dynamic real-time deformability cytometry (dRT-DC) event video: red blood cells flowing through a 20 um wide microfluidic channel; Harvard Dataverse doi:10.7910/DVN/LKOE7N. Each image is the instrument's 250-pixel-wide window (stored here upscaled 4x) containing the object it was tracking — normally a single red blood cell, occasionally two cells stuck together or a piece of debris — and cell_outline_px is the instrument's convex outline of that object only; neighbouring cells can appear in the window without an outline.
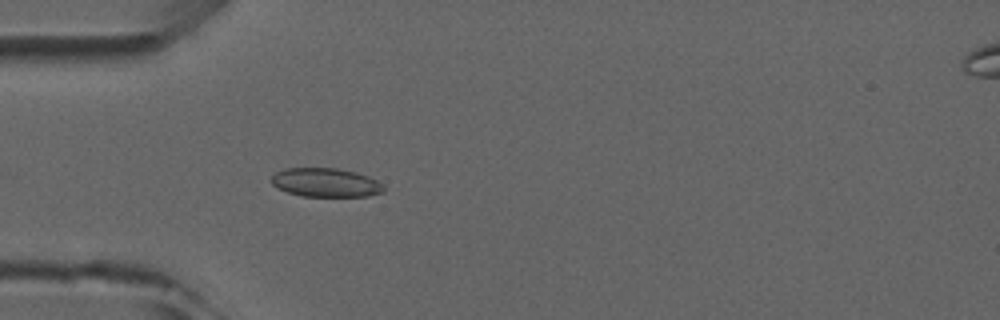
{"species": "common noctule bat (a hibernating species)", "species_latin": "Nyctalus noctula", "temperature_condition": "room temperature", "stored_images_in_passage": 5, "camera_frame_rate_fps": 3000, "um_per_image_px": 0.085, "animal": {"sex": "male", "forearm_length_mm": 52.5}, "frame": {"image": 1, "passage_image": 4, "time_ms": 3.667, "image_size_px": [1000, 320], "cell_outline_px": [[384, 192], [368, 196], [300, 196], [288, 192], [272, 184], [272, 176], [276, 172], [284, 168], [336, 168], [356, 172], [368, 176], [376, 180], [384, 188]], "centroid_in_image_um": [27.69, 15.51], "position_along_channel_um": 57.3, "area_um2": 18.73}}